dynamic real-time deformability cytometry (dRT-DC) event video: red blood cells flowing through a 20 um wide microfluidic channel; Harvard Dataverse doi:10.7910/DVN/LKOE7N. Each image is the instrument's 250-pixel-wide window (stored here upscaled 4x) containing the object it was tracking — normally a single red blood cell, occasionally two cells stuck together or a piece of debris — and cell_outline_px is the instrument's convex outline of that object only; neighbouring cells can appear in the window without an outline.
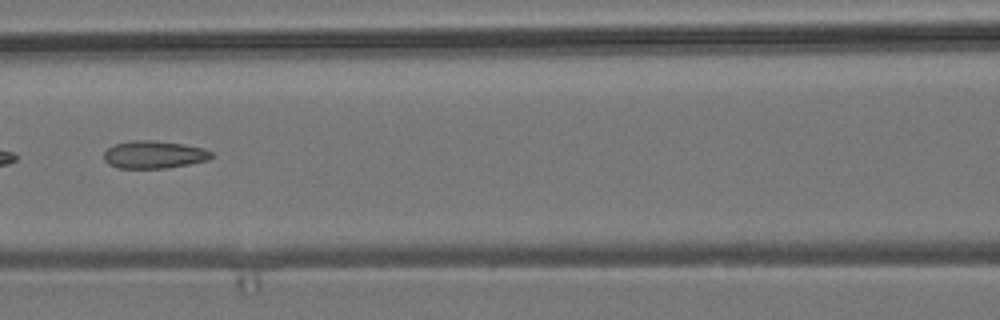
{"species": "common noctule bat (a hibernating species)", "species_latin": "Nyctalus noctula", "temperature_condition": "room temperature", "stored_images_in_passage": 6, "camera_frame_rate_fps": 3000, "um_per_image_px": 0.085, "animal": {"sex": "male", "body_mass_g": 19.2, "forearm_length_mm": 51.8}, "frame": {"image": 1, "passage_image": 3, "time_ms": 0.667, "image_size_px": [1000, 320], "cell_outline_px": [[212, 156], [208, 160], [168, 168], [116, 168], [108, 164], [104, 160], [104, 152], [108, 148], [116, 144], [132, 140], [152, 140], [184, 144], [204, 148], [212, 152]], "centroid_in_image_um": [13.08, 13.14], "position_along_channel_um": 153.5, "area_um2": 17.34}}
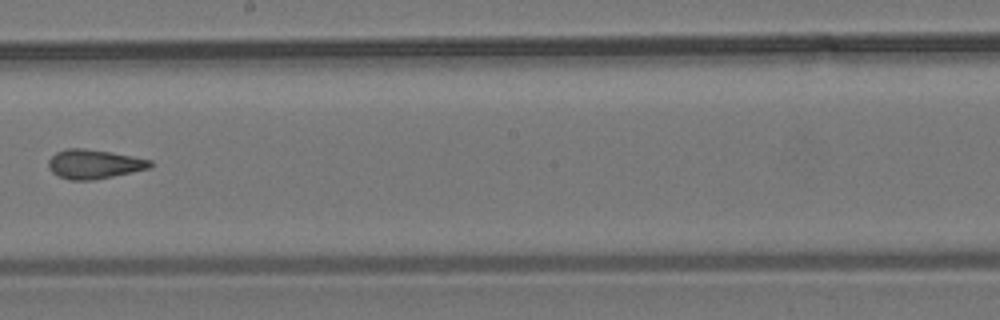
{"frame": {"image": 2, "passage_image": 5, "time_ms": 1.333, "image_size_px": [1000, 320], "cell_outline_px": [[152, 164], [148, 168], [112, 176], [92, 180], [72, 180], [60, 176], [52, 172], [48, 168], [48, 160], [56, 152], [68, 148], [84, 148], [132, 156], [152, 160]], "centroid_in_image_um": [7.96, 13.94], "position_along_channel_um": 240.2, "area_um2": 16.99}}
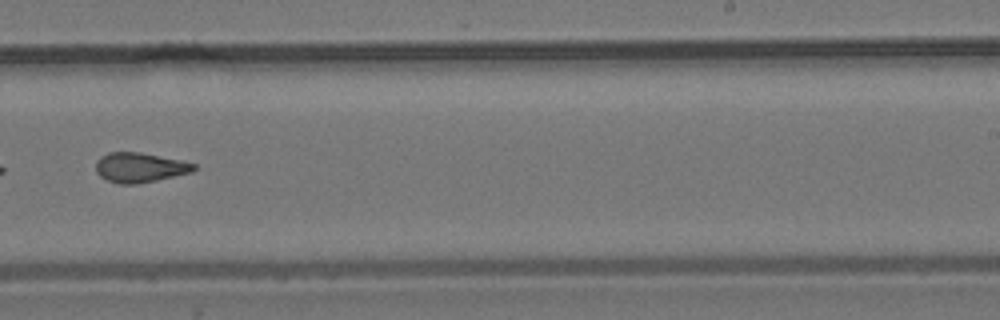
{"frame": {"image": 3, "passage_image": 6, "time_ms": 1.667, "image_size_px": [1000, 320], "cell_outline_px": [[196, 168], [192, 172], [156, 180], [136, 184], [120, 184], [108, 180], [100, 176], [96, 172], [96, 160], [100, 156], [108, 152], [140, 152], [180, 160], [196, 164]], "centroid_in_image_um": [11.86, 14.23], "position_along_channel_um": 277.1, "area_um2": 16.94}}